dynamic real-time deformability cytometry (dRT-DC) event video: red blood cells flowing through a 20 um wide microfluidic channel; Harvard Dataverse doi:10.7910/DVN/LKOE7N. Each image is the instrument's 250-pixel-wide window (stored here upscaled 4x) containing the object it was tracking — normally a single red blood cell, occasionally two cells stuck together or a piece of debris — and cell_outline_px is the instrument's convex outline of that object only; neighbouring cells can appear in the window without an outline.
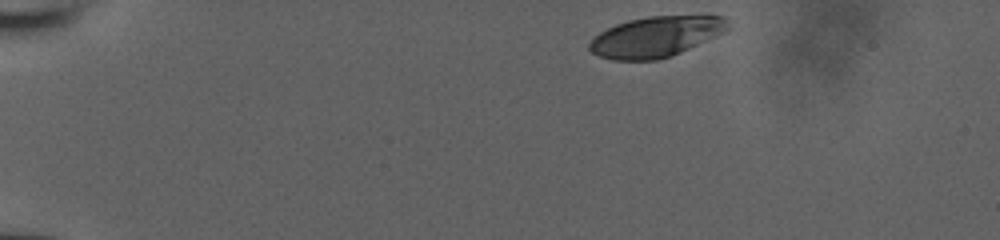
{"species": "human", "species_latin": "Homo sapiens", "temperature_condition": "room temperature", "stored_images_in_passage": 37, "camera_frame_rate_fps": 3000, "um_per_image_px": 0.085, "donor": {"sex": "male"}, "frame": {"image": 1, "passage_image": 1, "time_ms": 0.0, "image_size_px": [1000, 240], "cell_outline_px": [[732, 28], [716, 36], [672, 56], [656, 60], [612, 60], [600, 56], [592, 52], [588, 48], [588, 44], [600, 32], [616, 24], [628, 20], [648, 16], [724, 16], [728, 20]], "centroid_in_image_um": [55.78, 3.12], "position_along_channel_um": 29.2, "area_um2": 32.66}}
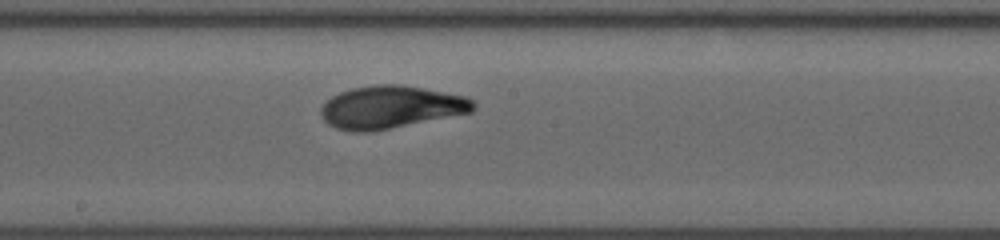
{"frame": {"image": 2, "passage_image": 22, "time_ms": 7.0, "image_size_px": [1000, 240], "cell_outline_px": [[476, 108], [472, 112], [372, 132], [352, 132], [336, 128], [328, 124], [320, 116], [320, 108], [332, 96], [340, 92], [352, 88], [372, 84], [400, 84], [468, 96], [476, 104]], "centroid_in_image_um": [33.22, 9.11], "position_along_channel_um": 215.0, "area_um2": 38.15}}
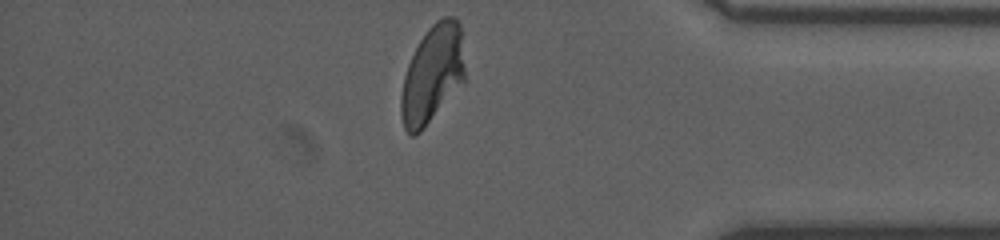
{"frame": {"image": 3, "passage_image": 37, "time_ms": 12.0, "image_size_px": [1000, 240], "cell_outline_px": [[464, 80], [420, 132], [412, 136], [404, 128], [400, 112], [400, 96], [404, 76], [408, 64], [420, 40], [428, 28], [436, 20], [444, 16], [456, 16], [460, 24], [464, 68]], "centroid_in_image_um": [36.73, 6.27], "position_along_channel_um": 398.5, "area_um2": 35.84}}